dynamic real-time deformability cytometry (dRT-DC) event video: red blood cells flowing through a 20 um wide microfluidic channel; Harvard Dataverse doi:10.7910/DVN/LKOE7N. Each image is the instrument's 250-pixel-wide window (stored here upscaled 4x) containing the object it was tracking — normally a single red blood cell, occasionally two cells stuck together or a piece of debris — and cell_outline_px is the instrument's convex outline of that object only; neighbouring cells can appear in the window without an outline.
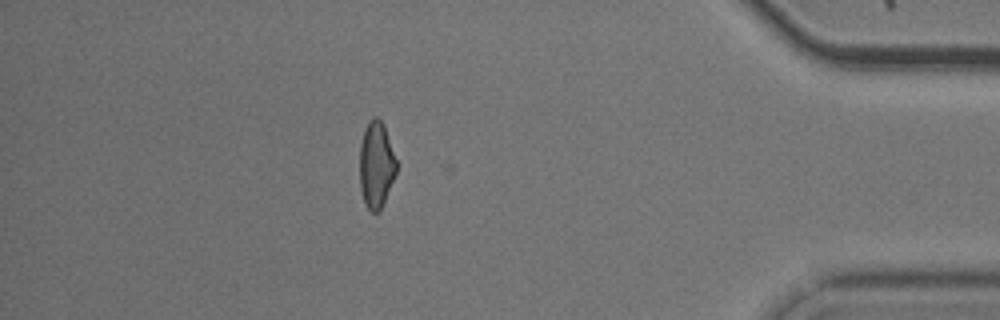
{"species": "common noctule bat (a hibernating species)", "species_latin": "Nyctalus noctula", "temperature_condition": "cold", "stored_images_in_passage": 38, "camera_frame_rate_fps": 3000, "um_per_image_px": 0.085, "animal": {"sex": "male", "body_mass_g": 20.5, "forearm_length_mm": 52.5}, "frame": {"image": 1, "passage_image": 31, "time_ms": 10.0, "image_size_px": [1000, 320], "cell_outline_px": [[396, 172], [380, 212], [372, 212], [364, 204], [360, 188], [360, 144], [364, 128], [368, 120], [372, 116], [376, 116], [384, 124], [396, 160]], "centroid_in_image_um": [31.96, 13.99], "position_along_channel_um": 403.2, "area_um2": 18.61}}